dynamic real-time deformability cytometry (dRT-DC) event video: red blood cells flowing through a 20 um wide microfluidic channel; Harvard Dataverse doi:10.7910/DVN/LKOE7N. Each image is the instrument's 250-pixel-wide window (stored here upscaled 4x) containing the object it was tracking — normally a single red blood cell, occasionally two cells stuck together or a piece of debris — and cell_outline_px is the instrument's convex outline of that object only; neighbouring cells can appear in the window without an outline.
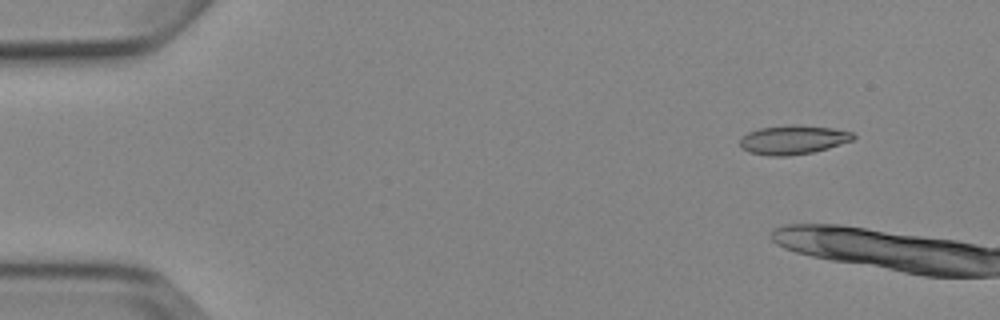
{"species": "Egyptian fruit bat (a non-hibernating species)", "species_latin": "Rousettus aegyptiacus", "temperature_condition": "cold", "stored_images_in_passage": 4, "camera_frame_rate_fps": 3000, "um_per_image_px": 0.085, "animal": {"sex": "female"}, "frame": {"image": 1, "passage_image": 2, "time_ms": 1.0, "image_size_px": [1000, 320], "cell_outline_px": [[856, 136], [852, 140], [828, 148], [812, 152], [788, 156], [768, 156], [748, 152], [740, 148], [740, 140], [748, 132], [760, 128], [832, 128], [852, 132]], "centroid_in_image_um": [67.38, 11.95], "position_along_channel_um": 17.6, "area_um2": 18.09}}